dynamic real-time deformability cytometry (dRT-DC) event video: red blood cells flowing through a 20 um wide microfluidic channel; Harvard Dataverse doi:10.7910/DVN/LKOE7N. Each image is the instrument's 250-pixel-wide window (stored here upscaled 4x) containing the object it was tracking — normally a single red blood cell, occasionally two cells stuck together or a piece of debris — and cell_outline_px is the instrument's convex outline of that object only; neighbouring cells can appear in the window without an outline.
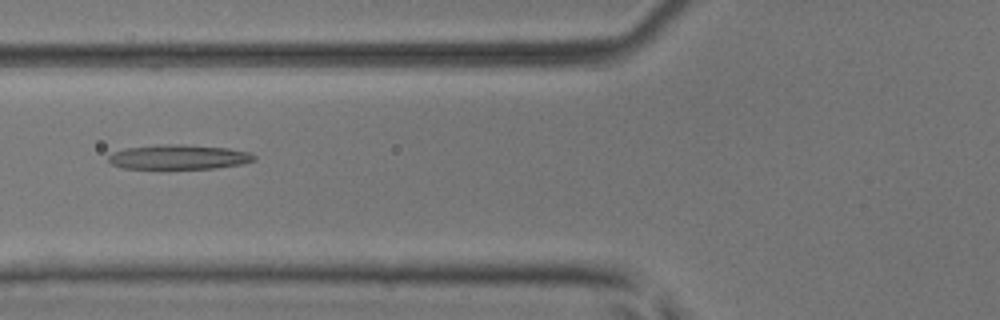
{"species": "common noctule bat (a hibernating species)", "species_latin": "Nyctalus noctula", "temperature_condition": "room temperature", "stored_images_in_passage": 7, "camera_frame_rate_fps": 3000, "um_per_image_px": 0.085, "animal": {"sex": "male", "body_mass_g": 17.9, "forearm_length_mm": 54.2}, "frame": {"image": 1, "passage_image": 6, "time_ms": 1.667, "image_size_px": [1000, 320], "cell_outline_px": [[256, 160], [244, 164], [216, 168], [120, 168], [112, 164], [108, 160], [108, 156], [112, 152], [128, 148], [160, 144], [180, 144], [228, 148], [252, 152], [256, 156]], "centroid_in_image_um": [15.24, 13.34], "position_along_channel_um": 110.6, "area_um2": 20.98}}
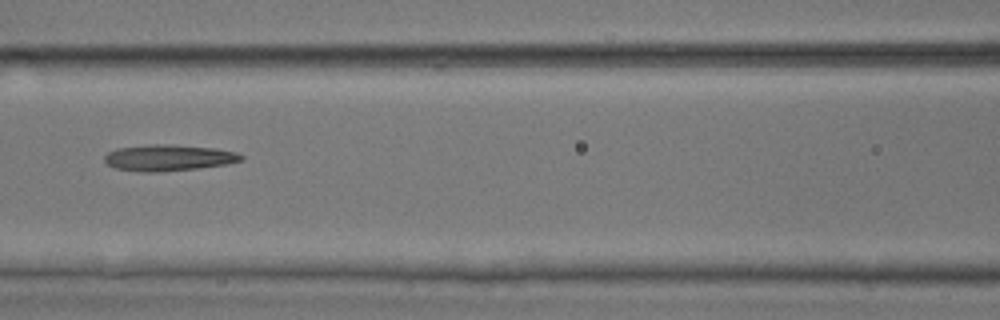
{"frame": {"image": 2, "passage_image": 7, "time_ms": 2.0, "image_size_px": [1000, 320], "cell_outline_px": [[244, 160], [224, 164], [196, 168], [152, 172], [144, 172], [116, 168], [108, 164], [104, 160], [104, 156], [108, 152], [116, 148], [152, 144], [168, 144], [216, 148], [236, 152], [244, 156]], "centroid_in_image_um": [14.32, 13.39], "position_along_channel_um": 152.3, "area_um2": 20.69}}